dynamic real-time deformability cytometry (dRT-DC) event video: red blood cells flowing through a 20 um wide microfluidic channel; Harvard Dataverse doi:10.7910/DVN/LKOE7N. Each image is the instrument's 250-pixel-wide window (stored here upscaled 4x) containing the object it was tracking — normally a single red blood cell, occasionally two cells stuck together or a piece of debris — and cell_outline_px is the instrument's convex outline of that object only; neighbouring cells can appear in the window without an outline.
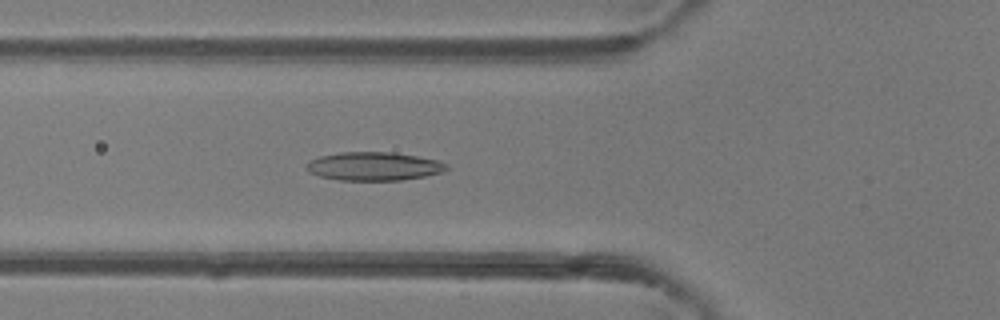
{"species": "common noctule bat (a hibernating species)", "species_latin": "Nyctalus noctula", "temperature_condition": "room temperature", "stored_images_in_passage": 47, "camera_frame_rate_fps": 3000, "um_per_image_px": 0.085, "animal": {"sex": "female"}, "frame": {"image": 1, "passage_image": 17, "time_ms": 5.333, "image_size_px": [1000, 320], "cell_outline_px": [[448, 168], [444, 172], [424, 176], [400, 180], [340, 180], [320, 176], [308, 172], [304, 168], [304, 164], [308, 160], [320, 156], [340, 152], [392, 152], [416, 156], [436, 160], [448, 164]], "centroid_in_image_um": [31.73, 14.13], "position_along_channel_um": 94.1, "area_um2": 23.35}}
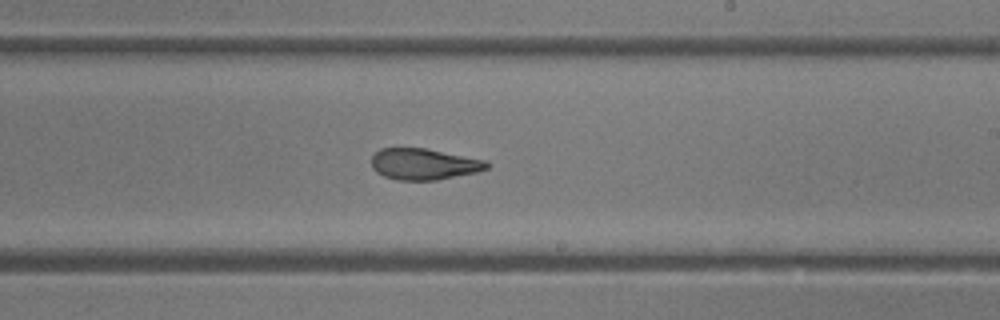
{"frame": {"image": 2, "passage_image": 28, "time_ms": 9.0, "image_size_px": [1000, 320], "cell_outline_px": [[492, 164], [488, 168], [476, 172], [436, 180], [396, 180], [384, 176], [376, 172], [372, 168], [372, 156], [380, 148], [424, 148], [488, 160]], "centroid_in_image_um": [36.05, 13.95], "position_along_channel_um": 253.0, "area_um2": 21.1}}
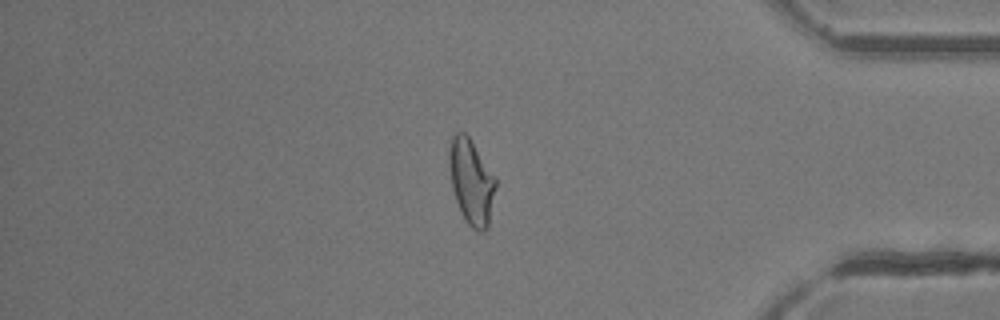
{"frame": {"image": 3, "passage_image": 40, "time_ms": 13.0, "image_size_px": [1000, 320], "cell_outline_px": [[496, 188], [488, 228], [484, 232], [476, 232], [464, 220], [460, 212], [452, 188], [448, 164], [448, 148], [452, 136], [456, 132], [464, 132], [468, 136], [496, 176]], "centroid_in_image_um": [40.06, 15.46], "position_along_channel_um": 395.1, "area_um2": 23.52}, "authors_computed_cell_mechanics": {"area_um2": 23.2356, "velocity_mm_per_s": 4.319, "shape_relaxation_time_tau1_ms": 8.1566, "shape_relaxation_time_tau2_ms": 1.8977, "deformation_change_tau1": 0.2364, "deformation_change_tau2": 0.0981}}